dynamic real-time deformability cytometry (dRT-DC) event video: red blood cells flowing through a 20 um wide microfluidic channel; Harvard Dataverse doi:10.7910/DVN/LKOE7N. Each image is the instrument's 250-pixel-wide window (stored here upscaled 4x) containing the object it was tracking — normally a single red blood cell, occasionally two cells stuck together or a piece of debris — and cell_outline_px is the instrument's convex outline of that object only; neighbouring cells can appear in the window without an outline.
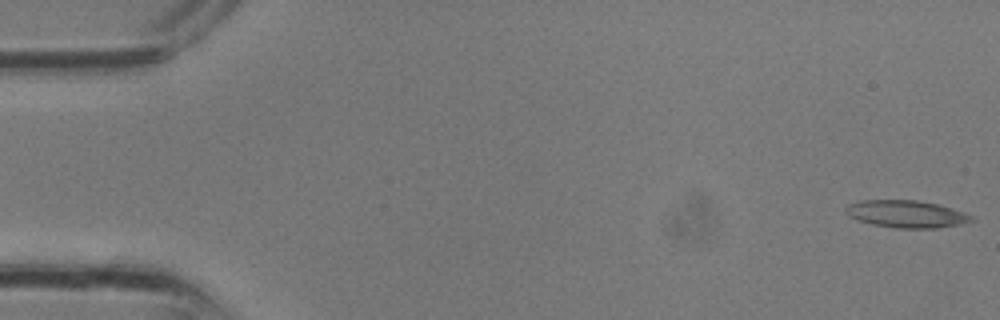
{"species": "common noctule bat (a hibernating species)", "species_latin": "Nyctalus noctula", "temperature_condition": "room temperature", "stored_images_in_passage": 14, "camera_frame_rate_fps": 3000, "um_per_image_px": 0.085, "animal": {"sex": "male", "body_mass_g": 13.3}, "frame": {"image": 1, "passage_image": 1, "time_ms": 0.0, "image_size_px": [1000, 320], "cell_outline_px": [[976, 220], [960, 224], [936, 228], [896, 228], [872, 224], [856, 220], [848, 216], [844, 212], [844, 208], [848, 204], [860, 200], [916, 200], [936, 204], [964, 212], [972, 216]], "centroid_in_image_um": [76.98, 18.19], "position_along_channel_um": 8.0, "area_um2": 20.06}}
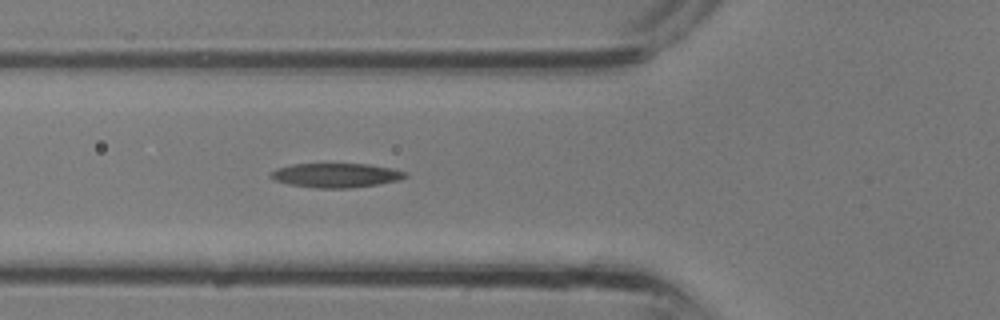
{"frame": {"image": 2, "passage_image": 12, "time_ms": 3.667, "image_size_px": [1000, 320], "cell_outline_px": [[408, 176], [400, 180], [380, 184], [348, 188], [316, 188], [288, 184], [276, 180], [268, 176], [268, 172], [276, 168], [292, 164], [368, 164], [392, 168], [408, 172]], "centroid_in_image_um": [28.56, 14.9], "position_along_channel_um": 97.2, "area_um2": 19.25}}
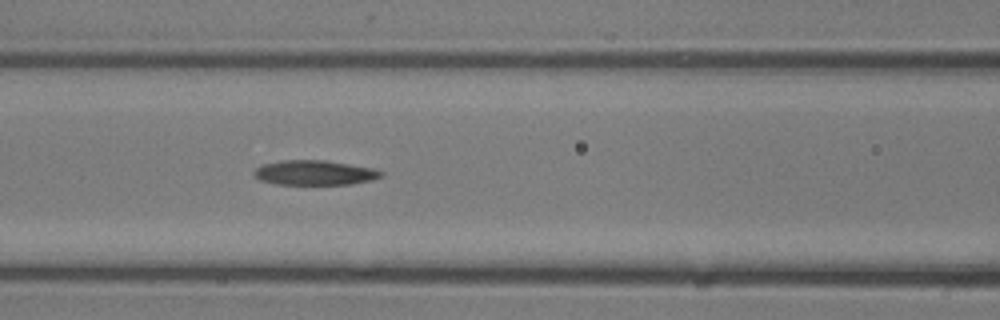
{"frame": {"image": 3, "passage_image": 14, "time_ms": 4.333, "image_size_px": [1000, 320], "cell_outline_px": [[384, 176], [372, 180], [348, 184], [276, 184], [260, 180], [252, 172], [256, 168], [264, 164], [280, 160], [324, 160], [372, 168], [384, 172]], "centroid_in_image_um": [26.74, 14.68], "position_along_channel_um": 139.9, "area_um2": 18.21}}